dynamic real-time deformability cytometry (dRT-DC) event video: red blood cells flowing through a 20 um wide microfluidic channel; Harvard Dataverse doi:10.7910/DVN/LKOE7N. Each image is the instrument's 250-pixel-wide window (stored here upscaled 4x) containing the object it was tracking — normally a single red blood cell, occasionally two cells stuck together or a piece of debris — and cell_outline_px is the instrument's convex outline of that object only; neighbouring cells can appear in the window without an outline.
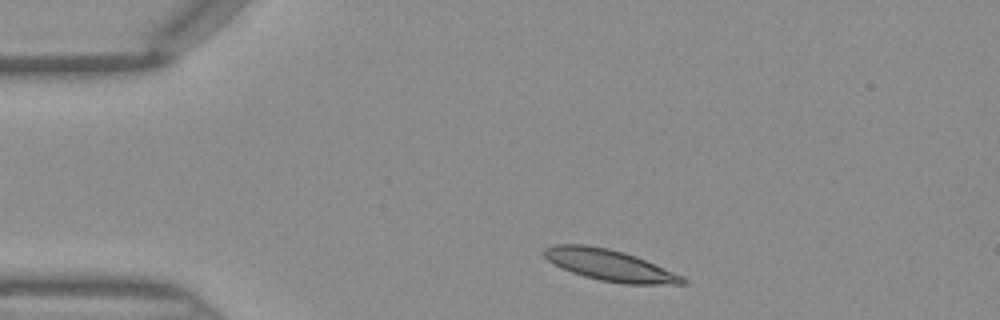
{"species": "Egyptian fruit bat (a non-hibernating species)", "species_latin": "Rousettus aegyptiacus", "temperature_condition": "warm", "stored_images_in_passage": 31, "camera_frame_rate_fps": 3000, "um_per_image_px": 0.085, "frame": {"image": 1, "passage_image": 1, "time_ms": 0.0, "image_size_px": [1000, 320], "cell_outline_px": [[688, 284], [624, 284], [600, 280], [584, 276], [572, 272], [552, 264], [540, 252], [544, 248], [556, 244], [584, 244], [608, 248], [624, 252], [636, 256], [684, 276], [688, 280]], "centroid_in_image_um": [51.82, 22.54], "position_along_channel_um": 33.2, "area_um2": 25.43}}
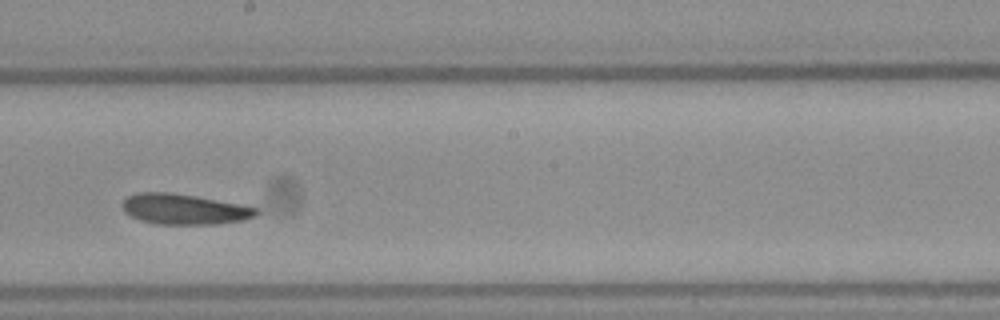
{"frame": {"image": 2, "passage_image": 18, "time_ms": 5.667, "image_size_px": [1000, 320], "cell_outline_px": [[260, 212], [256, 216], [244, 220], [216, 224], [156, 224], [140, 220], [124, 212], [120, 208], [120, 204], [128, 196], [136, 192], [172, 192], [196, 196], [240, 204], [256, 208]], "centroid_in_image_um": [15.62, 17.77], "position_along_channel_um": 232.6, "area_um2": 23.99}}
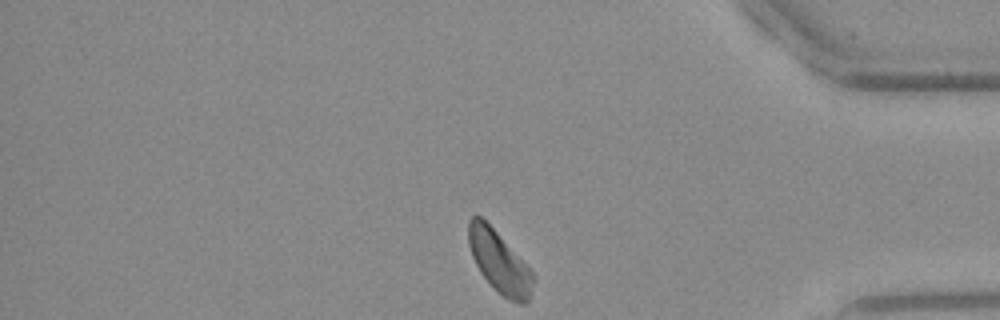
{"frame": {"image": 3, "passage_image": 31, "time_ms": 10.0, "image_size_px": [1000, 320], "cell_outline_px": [[536, 276], [528, 300], [524, 304], [520, 304], [508, 300], [480, 272], [472, 256], [468, 244], [468, 220], [472, 216], [480, 216], [496, 232]], "centroid_in_image_um": [42.44, 22.27], "position_along_channel_um": 392.8, "area_um2": 22.6}}